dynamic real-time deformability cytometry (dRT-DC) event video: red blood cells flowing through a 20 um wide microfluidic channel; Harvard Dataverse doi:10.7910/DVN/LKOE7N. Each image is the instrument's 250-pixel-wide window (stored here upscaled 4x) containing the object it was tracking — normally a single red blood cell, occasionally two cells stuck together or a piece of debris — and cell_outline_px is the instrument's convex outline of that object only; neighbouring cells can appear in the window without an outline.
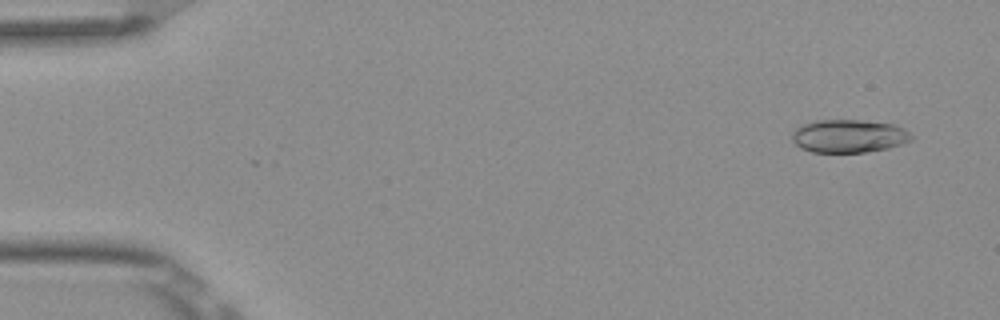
{"species": "Egyptian fruit bat (a non-hibernating species)", "species_latin": "Rousettus aegyptiacus", "temperature_condition": "room temperature", "stored_images_in_passage": 4, "camera_frame_rate_fps": 3000, "um_per_image_px": 0.085, "frame": {"image": 1, "passage_image": 1, "time_ms": 0.0, "image_size_px": [1000, 320], "cell_outline_px": [[912, 140], [888, 148], [864, 152], [812, 152], [800, 148], [792, 140], [792, 132], [796, 128], [804, 124], [816, 120], [860, 120], [892, 124], [904, 128], [912, 136]], "centroid_in_image_um": [72.13, 11.56], "position_along_channel_um": 12.9, "area_um2": 22.89}}
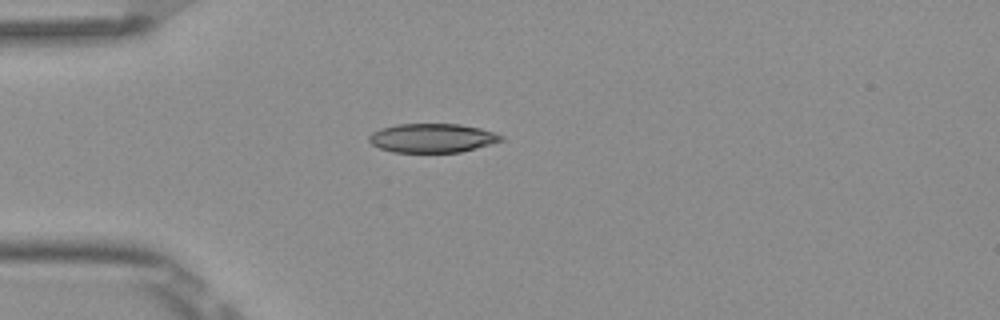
{"frame": {"image": 2, "passage_image": 4, "time_ms": 1.0, "image_size_px": [1000, 320], "cell_outline_px": [[504, 140], [476, 148], [460, 152], [392, 152], [380, 148], [372, 144], [368, 140], [368, 136], [372, 132], [380, 128], [396, 124], [460, 124], [480, 128], [504, 136]], "centroid_in_image_um": [36.72, 11.73], "position_along_channel_um": 48.3, "area_um2": 22.31}}